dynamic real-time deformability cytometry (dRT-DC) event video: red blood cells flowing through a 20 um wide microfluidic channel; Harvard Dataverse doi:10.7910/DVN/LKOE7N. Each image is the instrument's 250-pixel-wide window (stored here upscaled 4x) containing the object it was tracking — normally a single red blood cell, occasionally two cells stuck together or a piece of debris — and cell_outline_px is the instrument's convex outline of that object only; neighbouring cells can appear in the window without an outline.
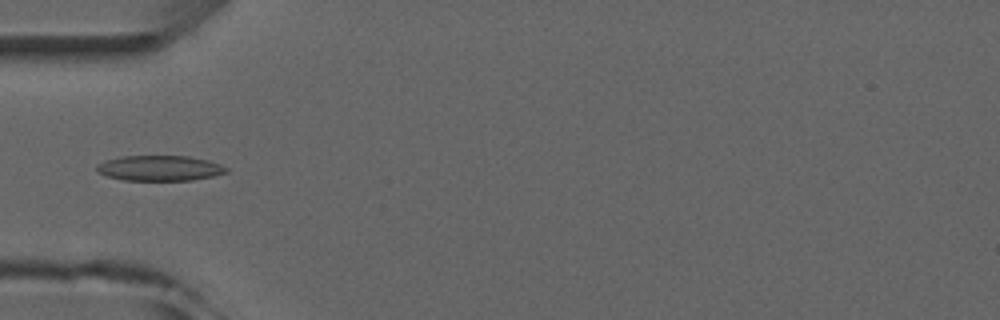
{"species": "common noctule bat (a hibernating species)", "species_latin": "Nyctalus noctula", "temperature_condition": "room temperature", "stored_images_in_passage": 5, "camera_frame_rate_fps": 3000, "um_per_image_px": 0.085, "animal": {"sex": "male", "forearm_length_mm": 52.5}, "frame": {"image": 1, "passage_image": 5, "time_ms": 4.667, "image_size_px": [1000, 320], "cell_outline_px": [[228, 172], [212, 176], [192, 180], [124, 180], [108, 176], [96, 172], [96, 164], [104, 160], [120, 156], [188, 156], [208, 160], [220, 164], [228, 168]], "centroid_in_image_um": [13.54, 14.28], "position_along_channel_um": 71.5, "area_um2": 19.19}}